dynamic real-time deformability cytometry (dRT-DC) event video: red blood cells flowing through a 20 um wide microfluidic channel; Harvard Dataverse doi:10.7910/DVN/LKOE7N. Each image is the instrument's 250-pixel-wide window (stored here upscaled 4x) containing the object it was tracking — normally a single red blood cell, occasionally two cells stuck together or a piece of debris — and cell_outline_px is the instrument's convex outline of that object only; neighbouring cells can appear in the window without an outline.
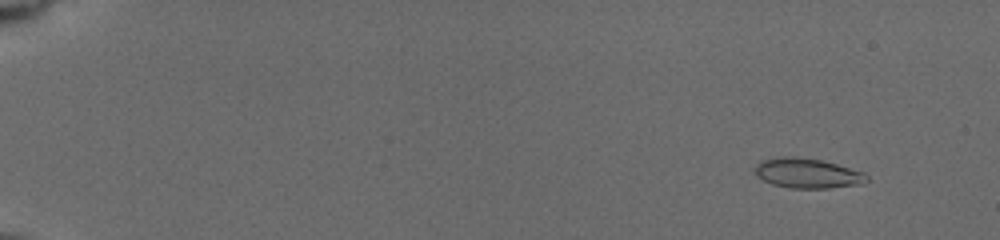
{"species": "common noctule bat (a hibernating species)", "species_latin": "Nyctalus noctula", "temperature_condition": "cold", "stored_images_in_passage": 71, "camera_frame_rate_fps": 3000, "um_per_image_px": 0.085, "animal": {"sex": "female", "body_mass_g": 19.5, "forearm_length_mm": 54.1}, "frame": {"image": 1, "passage_image": 9, "time_ms": 1.667, "image_size_px": [1000, 240], "cell_outline_px": [[868, 180], [864, 184], [828, 188], [792, 188], [772, 184], [756, 176], [752, 168], [756, 164], [764, 160], [780, 156], [792, 156], [820, 160], [836, 164], [864, 172], [868, 176]], "centroid_in_image_um": [68.62, 14.73], "position_along_channel_um": 16.4, "area_um2": 19.54}}
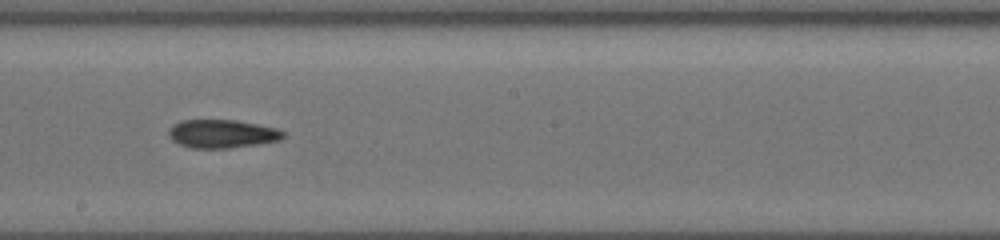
{"frame": {"image": 2, "passage_image": 50, "time_ms": 11.0, "image_size_px": [1000, 240], "cell_outline_px": [[288, 136], [280, 140], [260, 144], [232, 148], [192, 148], [180, 144], [172, 140], [168, 136], [168, 128], [184, 120], [236, 120], [276, 128], [284, 132]], "centroid_in_image_um": [18.91, 11.38], "position_along_channel_um": 229.3, "area_um2": 19.02}}
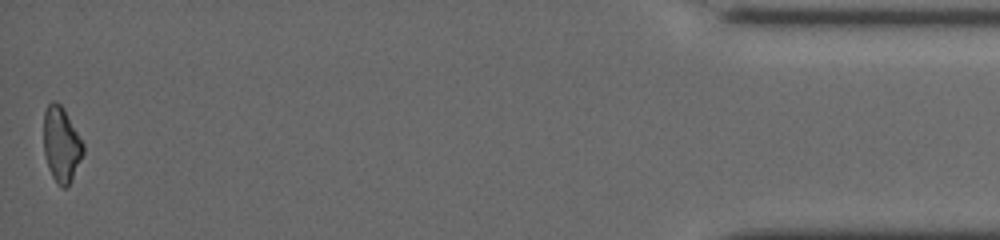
{"frame": {"image": 3, "passage_image": 71, "time_ms": 18.0, "image_size_px": [1000, 240], "cell_outline_px": [[84, 152], [72, 180], [64, 188], [60, 188], [56, 184], [48, 168], [44, 152], [44, 112], [48, 104], [52, 100], [56, 100], [64, 108], [84, 144]], "centroid_in_image_um": [5.21, 12.28], "position_along_channel_um": 430.0, "area_um2": 17.46}, "authors_computed_cell_mechanics": {"area_um2": 18.7272, "velocity_mm_per_s": 3.9406, "shape_relaxation_time_tau1_ms": 6.0341, "shape_relaxation_time_tau2_ms": 7.1139, "deformation_change_tau1": 0.1523, "deformation_change_tau2": 0.1651}}